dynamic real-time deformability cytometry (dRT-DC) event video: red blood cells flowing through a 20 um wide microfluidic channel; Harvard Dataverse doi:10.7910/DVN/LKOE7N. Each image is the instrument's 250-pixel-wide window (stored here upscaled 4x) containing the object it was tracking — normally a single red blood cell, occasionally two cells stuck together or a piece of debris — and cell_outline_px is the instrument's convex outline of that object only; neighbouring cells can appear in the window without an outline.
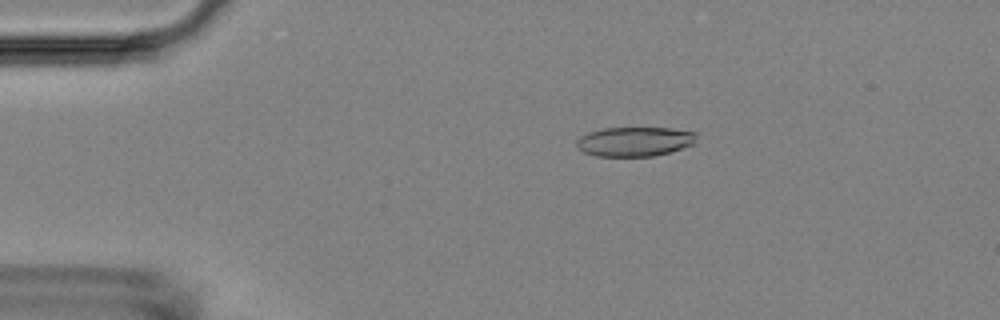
{"species": "Egyptian fruit bat (a non-hibernating species)", "species_latin": "Rousettus aegyptiacus", "temperature_condition": "room temperature", "stored_images_in_passage": 46, "camera_frame_rate_fps": 3000, "um_per_image_px": 0.085, "animal": {"sex": "female"}, "frame": {"image": 1, "passage_image": 1, "time_ms": 0.0, "image_size_px": [1000, 320], "cell_outline_px": [[696, 144], [668, 152], [652, 156], [596, 156], [584, 152], [576, 148], [576, 140], [580, 136], [588, 132], [604, 128], [672, 128], [696, 132]], "centroid_in_image_um": [53.94, 12.03], "position_along_channel_um": 31.1, "area_um2": 20.69}}
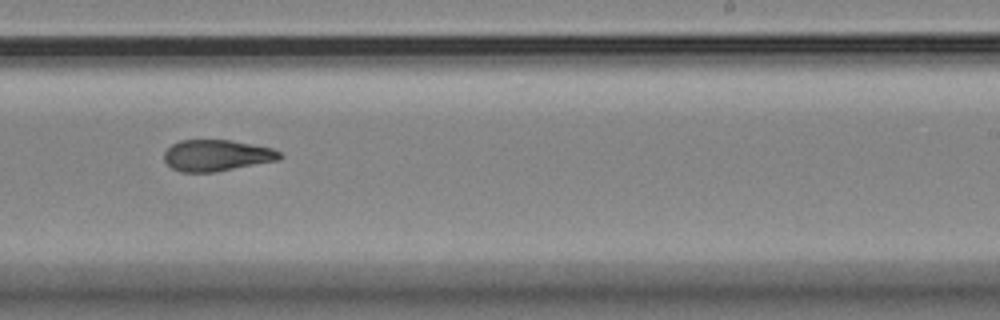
{"frame": {"image": 2, "passage_image": 25, "time_ms": 8.0, "image_size_px": [1000, 320], "cell_outline_px": [[284, 156], [280, 160], [216, 172], [180, 172], [172, 168], [164, 160], [164, 152], [172, 144], [180, 140], [228, 140], [272, 148], [280, 152]], "centroid_in_image_um": [18.43, 13.22], "position_along_channel_um": 270.6, "area_um2": 21.15}}
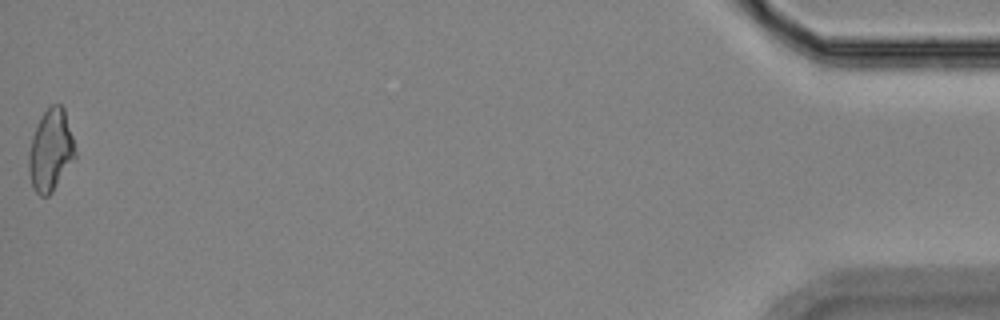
{"frame": {"image": 3, "passage_image": 46, "time_ms": 15.0, "image_size_px": [1000, 320], "cell_outline_px": [[76, 160], [52, 192], [48, 196], [40, 196], [32, 188], [28, 168], [28, 152], [32, 136], [40, 116], [52, 104], [60, 104], [64, 108], [72, 136], [76, 152]], "centroid_in_image_um": [4.31, 12.81], "position_along_channel_um": 430.9, "area_um2": 22.43}, "authors_computed_cell_mechanics": {"area_um2": 21.7617, "velocity_mm_per_s": 3.6159, "shape_relaxation_time_tau1_ms": null, "shape_relaxation_time_tau2_ms": 6.2395, "deformation_change_tau1": null, "deformation_change_tau2": 0.1431}}